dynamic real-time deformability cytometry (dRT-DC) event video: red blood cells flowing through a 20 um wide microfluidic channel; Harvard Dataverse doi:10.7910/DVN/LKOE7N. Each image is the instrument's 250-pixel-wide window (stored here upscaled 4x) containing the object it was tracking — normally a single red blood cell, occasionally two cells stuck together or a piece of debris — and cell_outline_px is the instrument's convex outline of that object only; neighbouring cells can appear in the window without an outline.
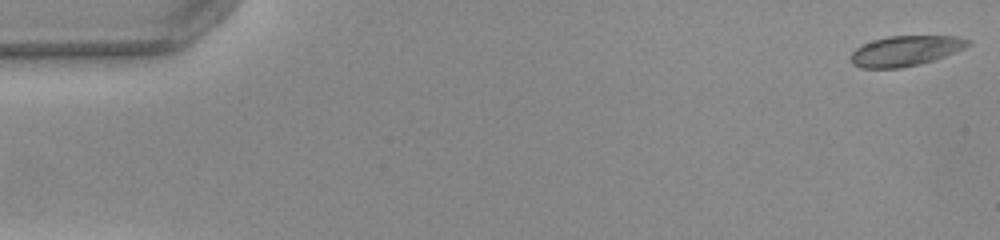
{"species": "common noctule bat (a hibernating species)", "species_latin": "Nyctalus noctula", "temperature_condition": "warm", "stored_images_in_passage": 51, "camera_frame_rate_fps": 3000, "um_per_image_px": 0.085, "animal": {"sex": "female", "body_mass_g": 22.0, "forearm_length_mm": 56.7}, "frame": {"image": 1, "passage_image": 1, "time_ms": 0.0, "image_size_px": [1000, 240], "cell_outline_px": [[972, 44], [964, 48], [944, 56], [932, 60], [900, 68], [860, 68], [852, 64], [852, 52], [856, 48], [872, 40], [888, 36], [956, 36], [972, 40]], "centroid_in_image_um": [76.98, 4.31], "position_along_channel_um": 8.0, "area_um2": 20.46}}
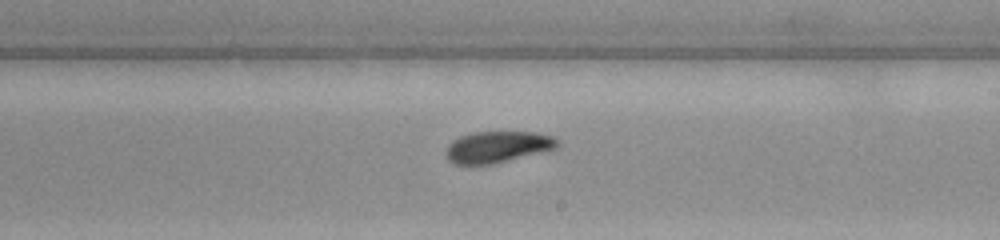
{"frame": {"image": 2, "passage_image": 30, "time_ms": 9.667, "image_size_px": [1000, 240], "cell_outline_px": [[560, 144], [556, 148], [492, 164], [452, 164], [448, 160], [444, 152], [448, 144], [452, 140], [460, 136], [476, 132], [532, 132], [552, 136], [560, 140]], "centroid_in_image_um": [42.25, 12.48], "position_along_channel_um": 246.7, "area_um2": 20.35}}
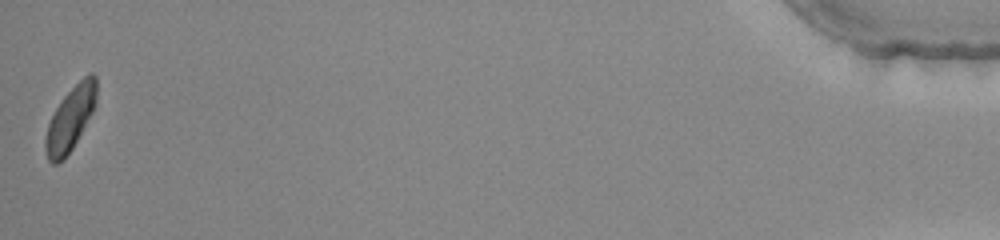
{"frame": {"image": 3, "passage_image": 51, "time_ms": 16.667, "image_size_px": [1000, 240], "cell_outline_px": [[96, 104], [92, 112], [72, 148], [64, 160], [56, 164], [52, 164], [48, 160], [44, 148], [44, 140], [48, 124], [56, 108], [64, 96], [88, 72], [92, 72], [96, 76]], "centroid_in_image_um": [5.97, 10.1], "position_along_channel_um": 429.2, "area_um2": 18.84}, "authors_computed_cell_mechanics": {"area_um2": 20.519, "velocity_mm_per_s": 3.9788, "shape_relaxation_time_tau1_ms": 4.577, "shape_relaxation_time_tau2_ms": 4.1828, "deformation_change_tau1": 0.1373, "deformation_change_tau2": 0.0772}}